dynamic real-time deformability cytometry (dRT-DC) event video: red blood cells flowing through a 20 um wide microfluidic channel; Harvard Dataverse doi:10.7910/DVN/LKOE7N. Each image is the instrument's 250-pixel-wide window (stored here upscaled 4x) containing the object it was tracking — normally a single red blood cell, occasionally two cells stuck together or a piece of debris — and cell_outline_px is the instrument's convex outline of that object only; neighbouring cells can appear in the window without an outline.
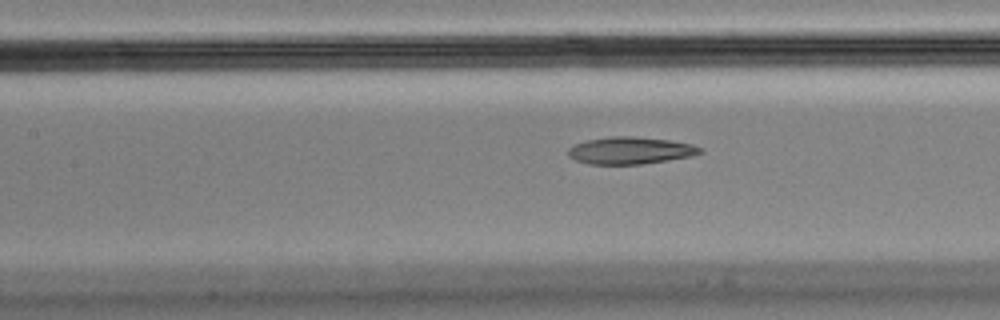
{"species": "Egyptian fruit bat (a non-hibernating species)", "species_latin": "Rousettus aegyptiacus", "temperature_condition": "cold", "stored_images_in_passage": 38, "camera_frame_rate_fps": 3000, "um_per_image_px": 0.085, "animal": {"sex": "male"}, "frame": {"image": 1, "passage_image": 17, "time_ms": 5.333, "image_size_px": [1000, 320], "cell_outline_px": [[704, 152], [692, 156], [640, 164], [588, 164], [576, 160], [568, 156], [568, 148], [576, 144], [588, 140], [612, 136], [632, 136], [668, 140], [692, 144], [704, 148]], "centroid_in_image_um": [53.6, 12.79], "position_along_channel_um": 153.8, "area_um2": 20.75}}